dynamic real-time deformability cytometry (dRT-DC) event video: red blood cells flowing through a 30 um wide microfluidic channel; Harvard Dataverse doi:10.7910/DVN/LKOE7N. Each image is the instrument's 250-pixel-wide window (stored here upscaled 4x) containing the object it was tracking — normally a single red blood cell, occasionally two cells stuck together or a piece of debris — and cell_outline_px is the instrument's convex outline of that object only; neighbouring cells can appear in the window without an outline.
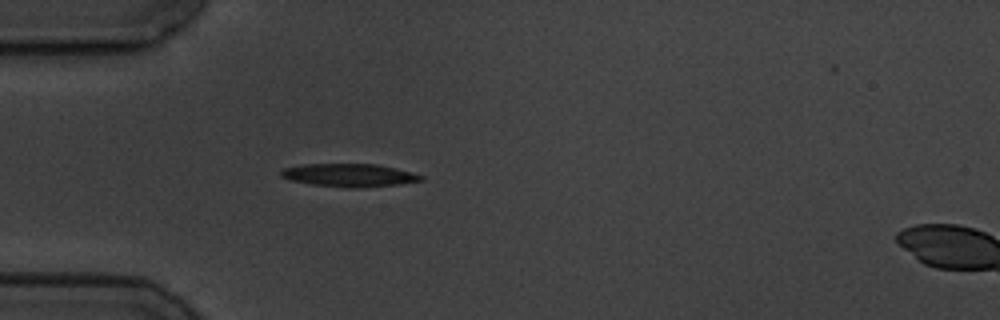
{"species": "common noctule bat (a hibernating species)", "species_latin": "Nyctalus noctula", "temperature_condition": "cold", "stored_images_in_passage": 5, "camera_frame_rate_fps": 3000, "um_per_image_px": 0.085, "animal": {"sex": "male", "body_mass_g": 19.5, "forearm_length_mm": 54.6}, "frame": {"image": 1, "passage_image": 4, "time_ms": 3.667, "image_size_px": [1000, 320], "cell_outline_px": [[424, 180], [400, 184], [360, 188], [348, 188], [312, 184], [292, 180], [280, 176], [280, 168], [304, 164], [376, 164], [396, 168], [412, 172], [424, 176]], "centroid_in_image_um": [29.69, 14.89], "position_along_channel_um": 55.3, "area_um2": 18.9}}